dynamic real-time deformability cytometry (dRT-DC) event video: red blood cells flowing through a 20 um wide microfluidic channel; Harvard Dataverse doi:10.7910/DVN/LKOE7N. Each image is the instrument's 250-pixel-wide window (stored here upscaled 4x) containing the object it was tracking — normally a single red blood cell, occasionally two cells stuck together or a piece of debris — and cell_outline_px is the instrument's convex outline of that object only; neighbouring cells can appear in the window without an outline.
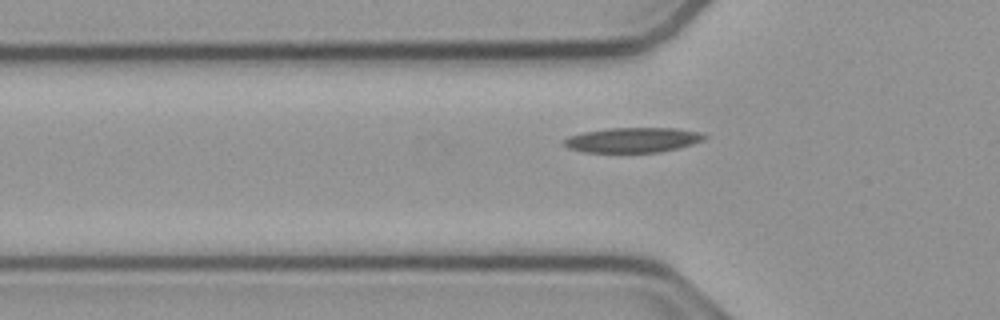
{"species": "common noctule bat (a hibernating species)", "species_latin": "Nyctalus noctula", "temperature_condition": "cold", "stored_images_in_passage": 35, "camera_frame_rate_fps": 3000, "um_per_image_px": 0.085, "animal": {"sex": "male", "body_mass_g": 23.1, "forearm_length_mm": 52.7}, "frame": {"image": 1, "passage_image": 3, "time_ms": 0.667, "image_size_px": [1000, 320], "cell_outline_px": [[708, 136], [704, 140], [680, 148], [660, 152], [584, 152], [568, 148], [560, 144], [568, 136], [584, 132], [608, 128], [676, 128], [700, 132]], "centroid_in_image_um": [53.78, 11.9], "position_along_channel_um": 72.0, "area_um2": 20.58}}
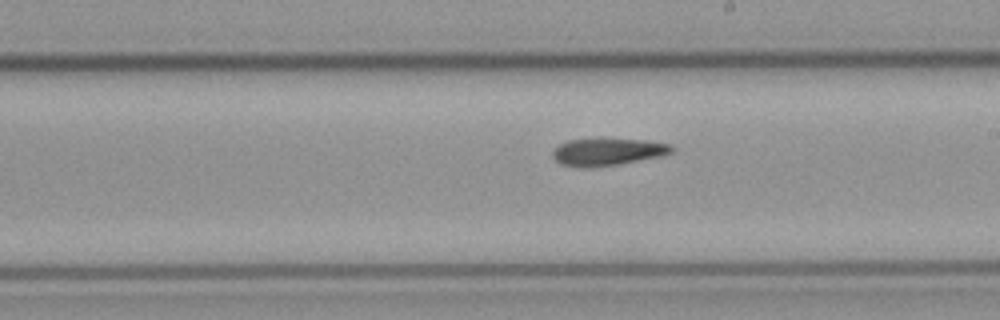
{"frame": {"image": 2, "passage_image": 16, "time_ms": 5.0, "image_size_px": [1000, 320], "cell_outline_px": [[676, 148], [672, 152], [664, 156], [620, 164], [592, 168], [580, 168], [560, 164], [552, 156], [552, 152], [560, 144], [568, 140], [600, 136], [644, 140], [672, 144]], "centroid_in_image_um": [51.67, 12.88], "position_along_channel_um": 237.3, "area_um2": 20.0}}
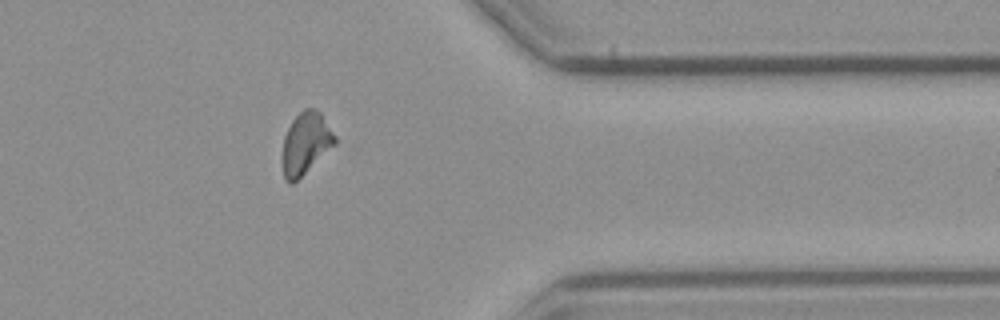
{"frame": {"image": 3, "passage_image": 29, "time_ms": 9.333, "image_size_px": [1000, 320], "cell_outline_px": [[336, 144], [292, 184], [288, 184], [284, 180], [284, 136], [292, 120], [304, 108], [316, 108], [320, 112], [336, 136]], "centroid_in_image_um": [26.01, 12.16], "position_along_channel_um": 385.4, "area_um2": 18.55}}